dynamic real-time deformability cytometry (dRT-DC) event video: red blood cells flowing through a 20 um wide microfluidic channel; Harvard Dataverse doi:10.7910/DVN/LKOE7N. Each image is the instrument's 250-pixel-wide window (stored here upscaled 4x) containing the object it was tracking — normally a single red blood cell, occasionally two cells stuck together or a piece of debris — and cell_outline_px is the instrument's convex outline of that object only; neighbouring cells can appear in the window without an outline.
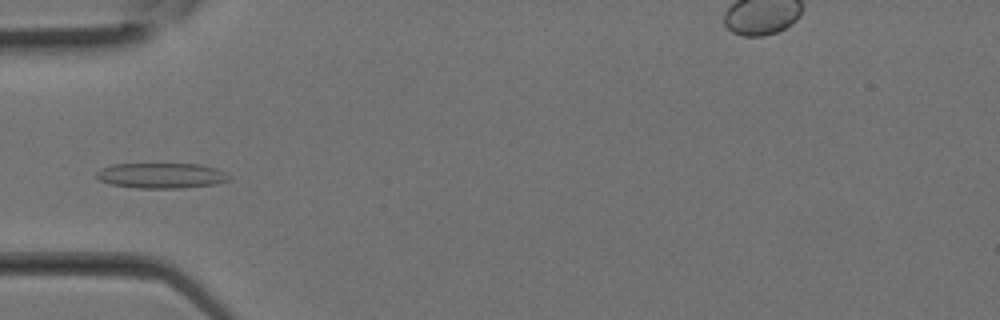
{"species": "Egyptian fruit bat (a non-hibernating species)", "species_latin": "Rousettus aegyptiacus", "temperature_condition": "room temperature", "stored_images_in_passage": 10, "camera_frame_rate_fps": 3000, "um_per_image_px": 0.085, "animal": {"sex": "female"}, "frame": {"image": 1, "passage_image": 2, "time_ms": 0.333, "image_size_px": [1000, 320], "cell_outline_px": [[232, 180], [216, 184], [180, 188], [136, 188], [112, 184], [100, 180], [96, 176], [96, 172], [100, 168], [112, 164], [200, 164], [216, 168], [232, 176]], "centroid_in_image_um": [13.75, 14.92], "position_along_channel_um": 71.2, "area_um2": 19.71}}
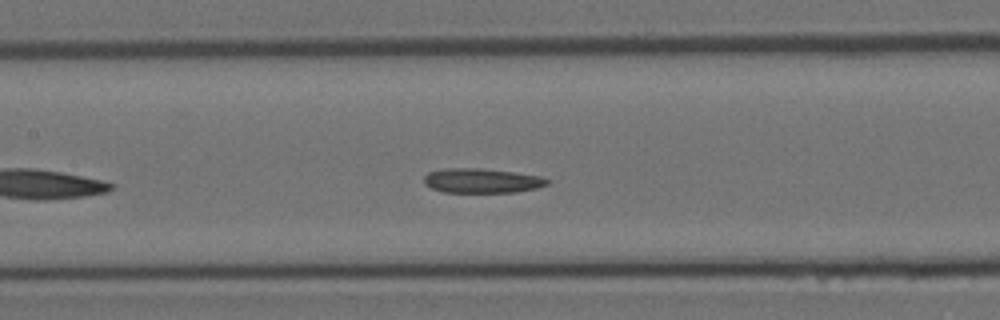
{"frame": {"image": 2, "passage_image": 6, "time_ms": 1.667, "image_size_px": [1000, 320], "cell_outline_px": [[552, 180], [548, 184], [536, 188], [516, 192], [444, 192], [432, 188], [424, 184], [424, 176], [428, 172], [444, 168], [480, 168], [516, 172], [540, 176]], "centroid_in_image_um": [40.97, 15.35], "position_along_channel_um": 166.4, "area_um2": 17.74}}
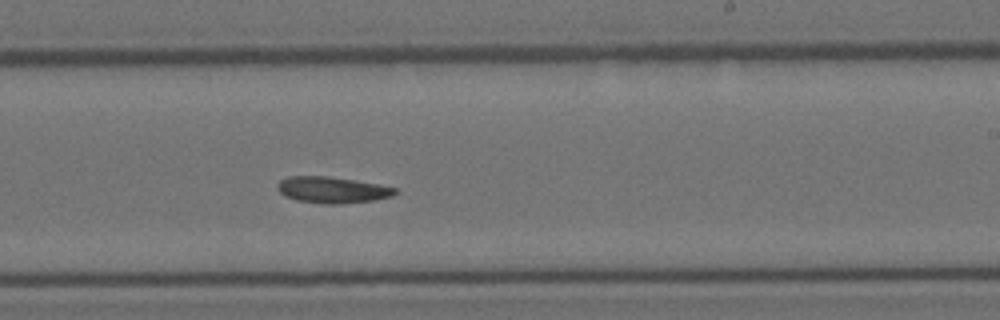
{"frame": {"image": 3, "passage_image": 10, "time_ms": 3.0, "image_size_px": [1000, 320], "cell_outline_px": [[400, 192], [392, 196], [372, 200], [336, 204], [324, 204], [296, 200], [284, 196], [276, 188], [276, 184], [280, 180], [288, 176], [328, 176], [356, 180], [396, 188]], "centroid_in_image_um": [28.21, 16.13], "position_along_channel_um": 260.8, "area_um2": 18.09}}